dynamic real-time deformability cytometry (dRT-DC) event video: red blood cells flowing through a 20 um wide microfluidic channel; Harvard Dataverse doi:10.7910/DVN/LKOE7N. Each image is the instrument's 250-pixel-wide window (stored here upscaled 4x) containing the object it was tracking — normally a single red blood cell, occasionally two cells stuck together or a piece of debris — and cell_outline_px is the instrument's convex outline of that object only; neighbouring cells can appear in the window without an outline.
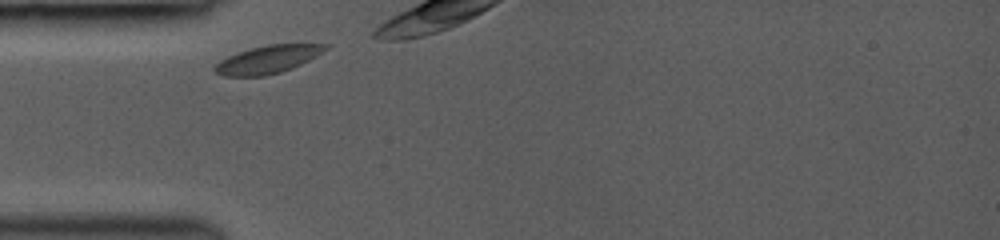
{"species": "common noctule bat (a hibernating species)", "species_latin": "Nyctalus noctula", "temperature_condition": "room temperature", "stored_images_in_passage": 11, "camera_frame_rate_fps": 3000, "um_per_image_px": 0.085, "animal": {"sex": "female", "body_mass_g": 19.0, "forearm_length_mm": 53.3}, "frame": {"image": 1, "passage_image": 1, "time_ms": 0.0, "image_size_px": [1000, 240], "cell_outline_px": [[328, 48], [316, 56], [292, 68], [280, 72], [264, 76], [224, 76], [216, 72], [212, 68], [220, 60], [228, 56], [252, 48], [268, 44], [328, 44]], "centroid_in_image_um": [22.75, 5.06], "position_along_channel_um": 62.3, "area_um2": 17.69}}